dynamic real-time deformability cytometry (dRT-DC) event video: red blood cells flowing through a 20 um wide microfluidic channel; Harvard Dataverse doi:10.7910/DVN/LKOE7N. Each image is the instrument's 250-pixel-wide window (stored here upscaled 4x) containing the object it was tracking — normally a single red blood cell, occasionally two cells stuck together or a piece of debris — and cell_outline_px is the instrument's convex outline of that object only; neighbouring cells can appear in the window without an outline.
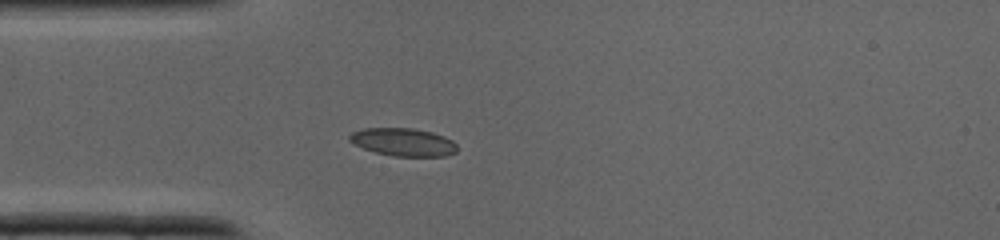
{"species": "common noctule bat (a hibernating species)", "species_latin": "Nyctalus noctula", "temperature_condition": "cold", "stored_images_in_passage": 36, "camera_frame_rate_fps": 3000, "um_per_image_px": 0.085, "animal": {"sex": "male", "body_mass_g": 19.0, "forearm_length_mm": 50.8}, "frame": {"image": 1, "passage_image": 9, "time_ms": 2.667, "image_size_px": [1000, 240], "cell_outline_px": [[456, 152], [448, 156], [392, 156], [376, 152], [364, 148], [348, 140], [348, 136], [352, 132], [364, 128], [412, 128], [432, 132], [444, 136], [452, 140], [456, 144]], "centroid_in_image_um": [34.29, 12.07], "position_along_channel_um": 50.7, "area_um2": 17.46}}
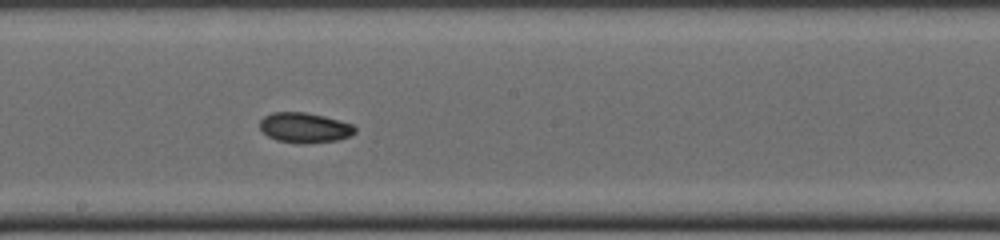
{"frame": {"image": 2, "passage_image": 19, "time_ms": 6.0, "image_size_px": [1000, 240], "cell_outline_px": [[356, 132], [348, 136], [336, 140], [308, 144], [300, 144], [276, 140], [268, 136], [260, 128], [260, 120], [264, 116], [272, 112], [304, 112], [324, 116], [340, 120], [352, 124], [356, 128]], "centroid_in_image_um": [25.88, 10.85], "position_along_channel_um": 222.3, "area_um2": 16.76}}
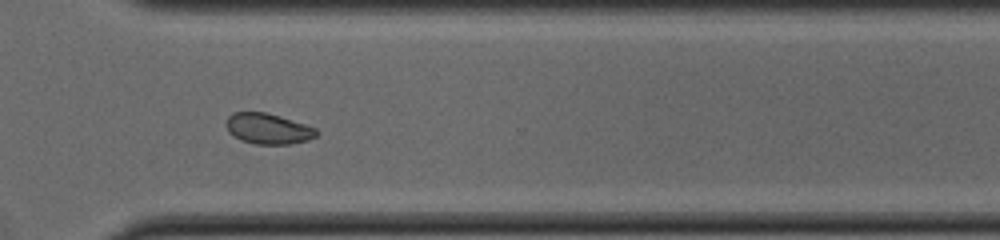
{"frame": {"image": 3, "passage_image": 26, "time_ms": 8.333, "image_size_px": [1000, 240], "cell_outline_px": [[320, 132], [316, 136], [308, 140], [292, 144], [256, 144], [240, 140], [232, 136], [228, 132], [224, 124], [228, 116], [232, 112], [264, 112], [280, 116], [316, 128]], "centroid_in_image_um": [22.75, 10.94], "position_along_channel_um": 347.8, "area_um2": 16.36}}